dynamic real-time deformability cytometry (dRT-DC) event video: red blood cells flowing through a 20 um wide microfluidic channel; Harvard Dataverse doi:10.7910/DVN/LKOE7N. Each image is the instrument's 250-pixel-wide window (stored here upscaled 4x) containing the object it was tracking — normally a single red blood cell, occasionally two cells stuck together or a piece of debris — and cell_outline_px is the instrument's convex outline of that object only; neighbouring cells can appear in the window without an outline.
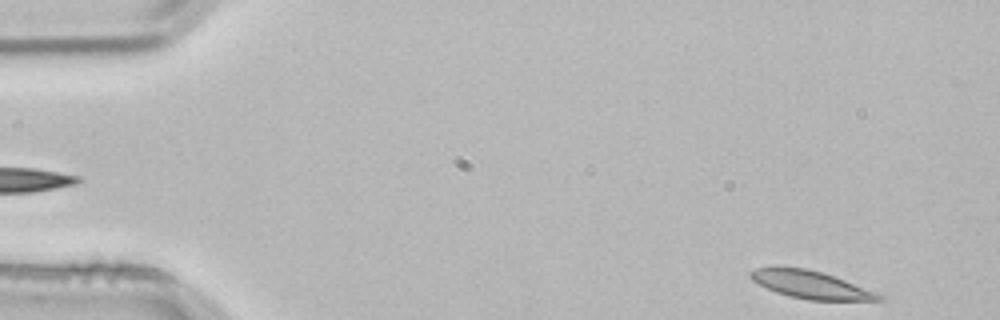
{"species": "common noctule bat (a hibernating species)", "species_latin": "Nyctalus noctula", "temperature_condition": "room temperature", "stored_images_in_passage": 3, "camera_frame_rate_fps": 3000, "um_per_image_px": 0.085, "animal": {"sex": "male", "body_mass_g": 21.5, "forearm_length_mm": 52.0}, "frame": {"image": 1, "passage_image": 1, "time_ms": 0.0, "image_size_px": [1000, 320], "cell_outline_px": [[884, 300], [808, 300], [776, 292], [752, 280], [748, 276], [748, 272], [756, 268], [776, 264], [808, 268], [844, 280], [884, 296]], "centroid_in_image_um": [68.8, 24.15], "position_along_channel_um": 16.2, "area_um2": 20.75}}
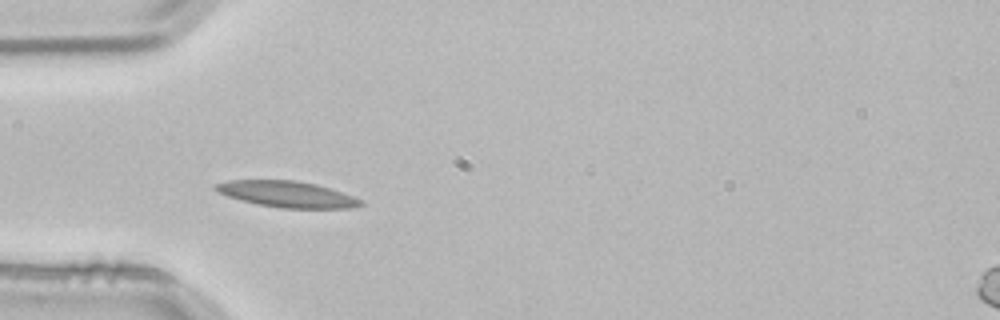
{"frame": {"image": 2, "passage_image": 3, "time_ms": 0.667, "image_size_px": [1000, 320], "cell_outline_px": [[364, 204], [352, 208], [280, 208], [240, 200], [216, 192], [212, 188], [212, 184], [228, 180], [296, 180], [316, 184], [364, 200]], "centroid_in_image_um": [24.35, 16.5], "position_along_channel_um": 60.7, "area_um2": 22.14}}